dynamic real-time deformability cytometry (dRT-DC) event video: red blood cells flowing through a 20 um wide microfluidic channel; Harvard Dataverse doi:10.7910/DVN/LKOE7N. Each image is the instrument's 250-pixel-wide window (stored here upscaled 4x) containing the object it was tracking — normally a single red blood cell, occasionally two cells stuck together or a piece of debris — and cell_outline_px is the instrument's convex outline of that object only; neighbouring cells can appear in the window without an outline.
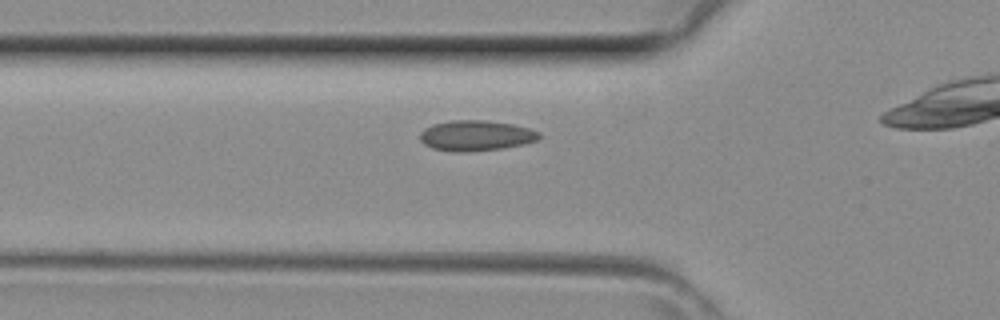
{"species": "common noctule bat (a hibernating species)", "species_latin": "Nyctalus noctula", "temperature_condition": "room temperature", "stored_images_in_passage": 26, "camera_frame_rate_fps": 3000, "um_per_image_px": 0.085, "animal": {"sex": "female", "body_mass_g": 29.2, "forearm_length_mm": 56.3}, "frame": {"image": 1, "passage_image": 6, "time_ms": 1.667, "image_size_px": [1000, 320], "cell_outline_px": [[540, 136], [536, 140], [524, 144], [504, 148], [468, 152], [452, 152], [432, 148], [424, 144], [420, 140], [420, 132], [424, 128], [432, 124], [452, 120], [488, 120], [512, 124], [528, 128], [540, 132]], "centroid_in_image_um": [40.43, 11.53], "position_along_channel_um": 85.4, "area_um2": 21.33}}
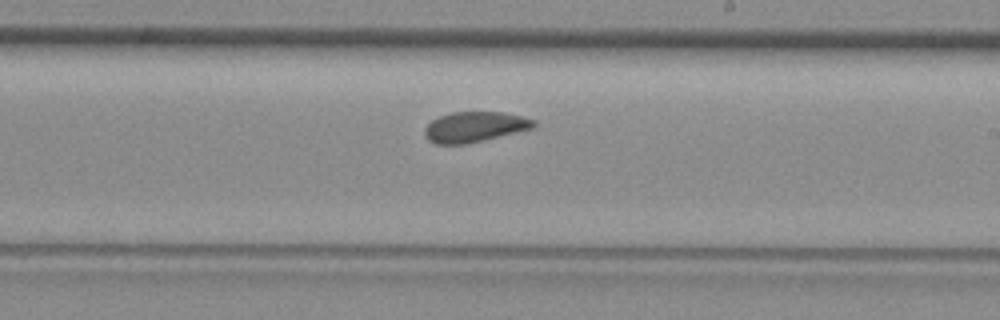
{"frame": {"image": 2, "passage_image": 16, "time_ms": 5.0, "image_size_px": [1000, 320], "cell_outline_px": [[536, 124], [532, 128], [484, 140], [464, 144], [436, 144], [428, 140], [424, 136], [424, 128], [432, 120], [440, 116], [452, 112], [504, 112], [524, 116], [536, 120]], "centroid_in_image_um": [40.34, 10.78], "position_along_channel_um": 248.7, "area_um2": 19.31}}
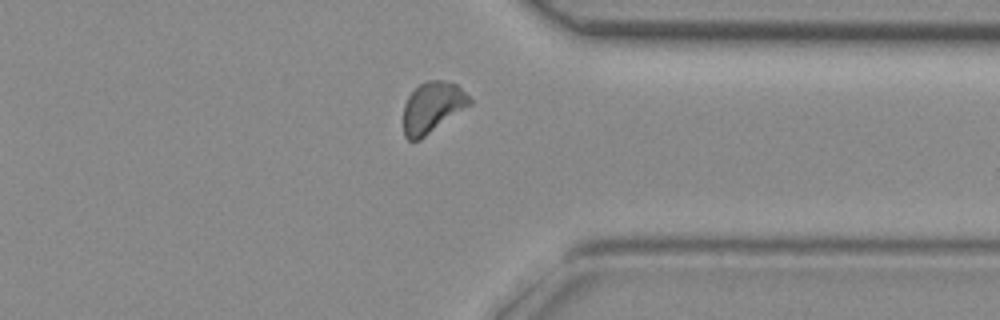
{"frame": {"image": 3, "passage_image": 24, "time_ms": 7.667, "image_size_px": [1000, 320], "cell_outline_px": [[472, 104], [420, 140], [408, 140], [404, 136], [404, 104], [408, 96], [424, 80], [440, 80], [456, 84], [472, 100]], "centroid_in_image_um": [36.75, 9.13], "position_along_channel_um": 374.7, "area_um2": 19.54}}